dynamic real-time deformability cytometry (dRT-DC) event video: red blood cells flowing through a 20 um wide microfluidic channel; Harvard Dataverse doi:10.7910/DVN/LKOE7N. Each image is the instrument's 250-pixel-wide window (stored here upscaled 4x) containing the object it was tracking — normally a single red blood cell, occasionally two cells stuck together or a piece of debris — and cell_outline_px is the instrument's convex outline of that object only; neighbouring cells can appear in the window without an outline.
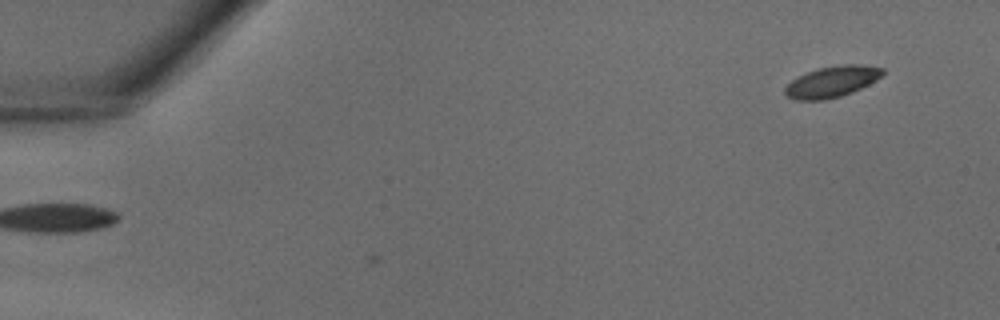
{"species": "common noctule bat (a hibernating species)", "species_latin": "Nyctalus noctula", "temperature_condition": "warm", "stored_images_in_passage": 3, "camera_frame_rate_fps": 3000, "um_per_image_px": 0.085, "animal": {"sex": "male", "body_mass_g": 18.8}, "frame": {"image": 1, "passage_image": 1, "time_ms": 0.0, "image_size_px": [1000, 320], "cell_outline_px": [[884, 72], [876, 80], [852, 92], [840, 96], [824, 100], [796, 100], [788, 96], [784, 92], [784, 88], [792, 80], [816, 68], [844, 64], [860, 64], [884, 68]], "centroid_in_image_um": [70.72, 6.94], "position_along_channel_um": 14.3, "area_um2": 17.51}}